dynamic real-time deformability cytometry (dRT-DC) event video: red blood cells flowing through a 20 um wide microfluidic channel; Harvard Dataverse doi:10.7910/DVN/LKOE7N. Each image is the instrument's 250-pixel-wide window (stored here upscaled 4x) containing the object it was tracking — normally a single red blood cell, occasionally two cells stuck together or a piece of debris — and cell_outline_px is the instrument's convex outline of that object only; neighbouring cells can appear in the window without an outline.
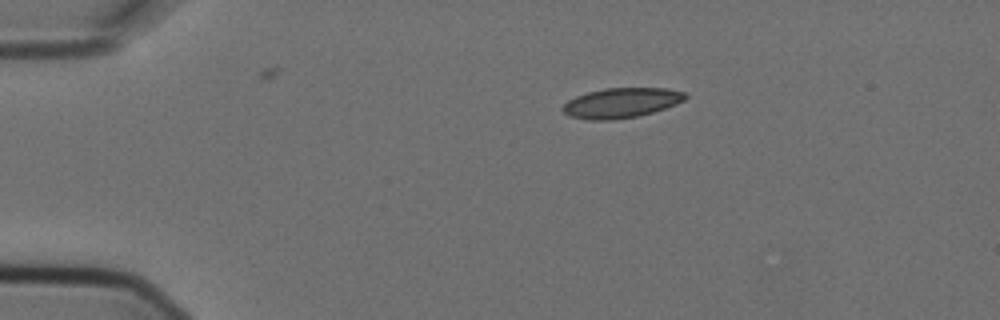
{"species": "Egyptian fruit bat (a non-hibernating species)", "species_latin": "Rousettus aegyptiacus", "temperature_condition": "cold", "stored_images_in_passage": 4, "camera_frame_rate_fps": 3000, "um_per_image_px": 0.085, "animal": {"sex": "female"}, "frame": {"image": 1, "passage_image": 1, "time_ms": 0.0, "image_size_px": [1000, 320], "cell_outline_px": [[688, 96], [684, 100], [676, 104], [652, 112], [636, 116], [612, 120], [588, 120], [568, 116], [560, 108], [568, 100], [576, 96], [588, 92], [604, 88], [668, 88], [684, 92]], "centroid_in_image_um": [52.78, 8.74], "position_along_channel_um": 32.2, "area_um2": 21.39}}
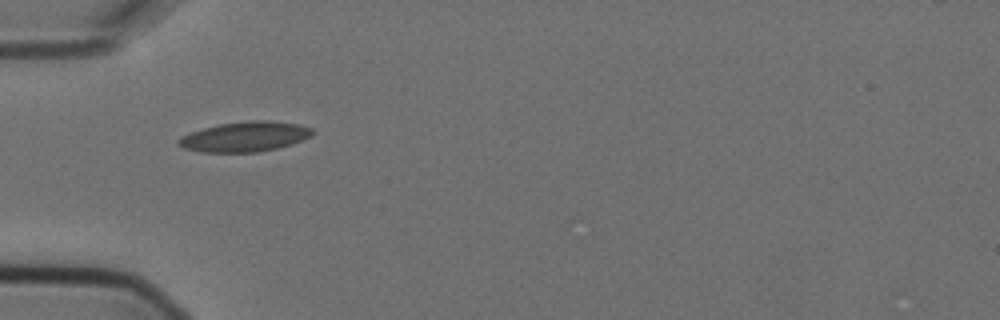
{"frame": {"image": 2, "passage_image": 3, "time_ms": 0.667, "image_size_px": [1000, 320], "cell_outline_px": [[312, 136], [292, 144], [276, 148], [256, 152], [200, 152], [184, 148], [176, 144], [176, 140], [180, 136], [204, 128], [220, 124], [252, 120], [268, 120], [300, 124], [312, 128]], "centroid_in_image_um": [20.8, 11.62], "position_along_channel_um": 64.2, "area_um2": 23.41}}
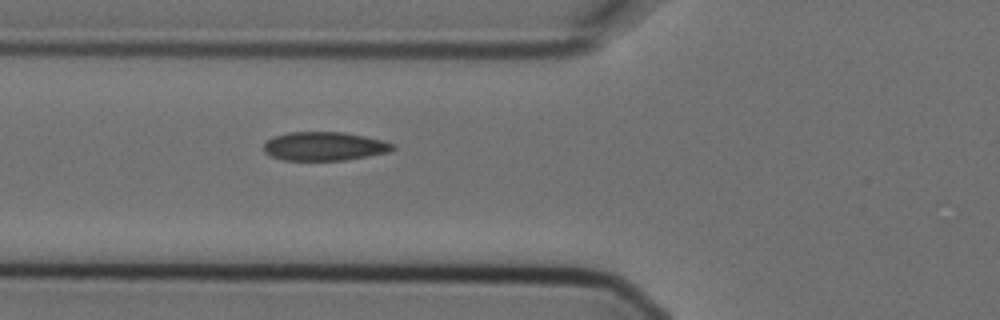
{"frame": {"image": 3, "passage_image": 4, "time_ms": 1.0, "image_size_px": [1000, 320], "cell_outline_px": [[396, 148], [388, 152], [368, 156], [344, 160], [284, 160], [272, 156], [264, 152], [264, 144], [272, 136], [288, 132], [344, 132], [364, 136], [396, 144]], "centroid_in_image_um": [27.57, 12.43], "position_along_channel_um": 98.2, "area_um2": 21.56}}